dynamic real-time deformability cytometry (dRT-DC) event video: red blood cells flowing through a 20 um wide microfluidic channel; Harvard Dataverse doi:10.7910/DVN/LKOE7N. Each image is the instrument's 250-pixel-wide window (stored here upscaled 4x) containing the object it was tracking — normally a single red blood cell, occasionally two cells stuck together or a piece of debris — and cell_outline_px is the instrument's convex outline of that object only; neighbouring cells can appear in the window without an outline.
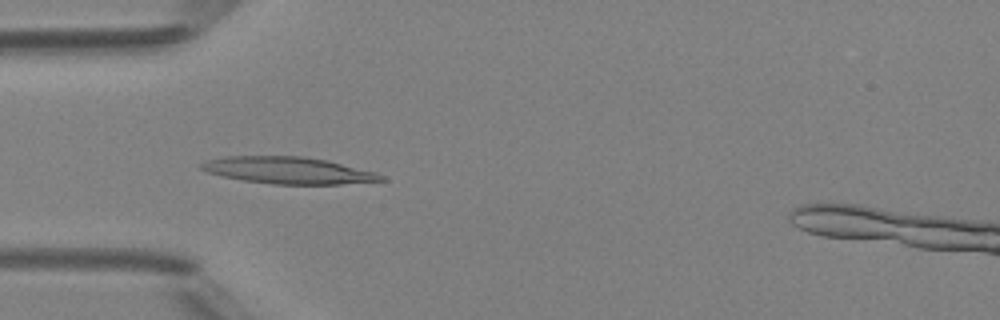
{"species": "Egyptian fruit bat (a non-hibernating species)", "species_latin": "Rousettus aegyptiacus", "temperature_condition": "room temperature", "stored_images_in_passage": 49, "camera_frame_rate_fps": 3000, "um_per_image_px": 0.085, "animal": {"sex": "female"}, "frame": {"image": 1, "passage_image": 15, "time_ms": 4.667, "image_size_px": [1000, 320], "cell_outline_px": [[388, 180], [340, 184], [272, 184], [244, 180], [224, 176], [208, 172], [200, 168], [196, 164], [208, 160], [224, 156], [304, 156], [328, 160], [376, 172], [384, 176]], "centroid_in_image_um": [24.52, 14.47], "position_along_channel_um": 60.5, "area_um2": 28.15}}
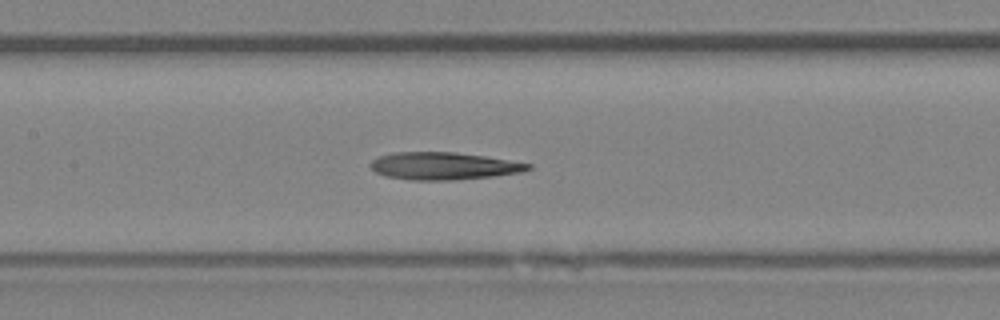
{"frame": {"image": 2, "passage_image": 23, "time_ms": 7.333, "image_size_px": [1000, 320], "cell_outline_px": [[532, 168], [524, 172], [492, 176], [456, 180], [412, 180], [384, 176], [376, 172], [368, 164], [372, 160], [380, 156], [392, 152], [456, 152], [484, 156], [532, 164]], "centroid_in_image_um": [37.7, 14.11], "position_along_channel_um": 169.7, "area_um2": 25.26}}
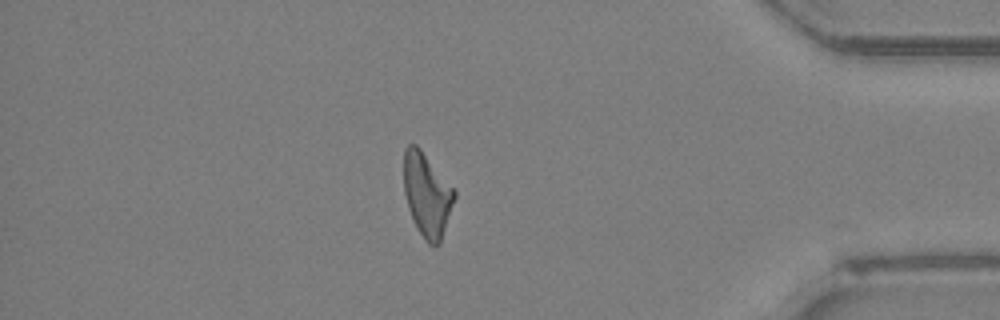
{"frame": {"image": 3, "passage_image": 42, "time_ms": 13.667, "image_size_px": [1000, 320], "cell_outline_px": [[456, 196], [440, 244], [428, 244], [424, 240], [416, 228], [408, 208], [404, 192], [404, 148], [408, 144], [416, 144], [420, 148], [456, 192]], "centroid_in_image_um": [36.28, 16.57], "position_along_channel_um": 398.9, "area_um2": 24.51}, "authors_computed_cell_mechanics": {"area_um2": 25.2586, "velocity_mm_per_s": 4.2019, "shape_relaxation_time_tau1_ms": 10.1353, "shape_relaxation_time_tau2_ms": 6.8017, "deformation_change_tau1": 0.2848, "deformation_change_tau2": 0.2247}}